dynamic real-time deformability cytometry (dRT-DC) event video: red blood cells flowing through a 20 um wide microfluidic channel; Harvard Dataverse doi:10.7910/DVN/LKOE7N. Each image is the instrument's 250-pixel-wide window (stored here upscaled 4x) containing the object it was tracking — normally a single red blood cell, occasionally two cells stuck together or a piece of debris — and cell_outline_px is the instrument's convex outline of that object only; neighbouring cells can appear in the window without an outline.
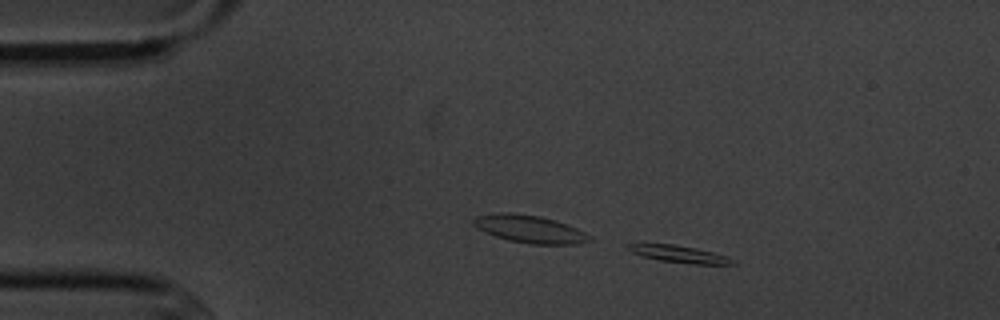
{"species": "common noctule bat (a hibernating species)", "species_latin": "Nyctalus noctula", "temperature_condition": "cold", "stored_images_in_passage": 4, "camera_frame_rate_fps": 3000, "um_per_image_px": 0.085, "animal": {"sex": "male", "body_mass_g": 20.1, "forearm_length_mm": 53.5}, "frame": {"image": 1, "passage_image": 2, "time_ms": 1.0, "image_size_px": [1000, 320], "cell_outline_px": [[736, 264], [692, 264], [660, 260], [644, 256], [632, 252], [624, 244], [672, 244], [696, 248], [728, 256], [736, 260]], "centroid_in_image_um": [57.8, 21.6], "position_along_channel_um": 27.2, "area_um2": 10.23}}